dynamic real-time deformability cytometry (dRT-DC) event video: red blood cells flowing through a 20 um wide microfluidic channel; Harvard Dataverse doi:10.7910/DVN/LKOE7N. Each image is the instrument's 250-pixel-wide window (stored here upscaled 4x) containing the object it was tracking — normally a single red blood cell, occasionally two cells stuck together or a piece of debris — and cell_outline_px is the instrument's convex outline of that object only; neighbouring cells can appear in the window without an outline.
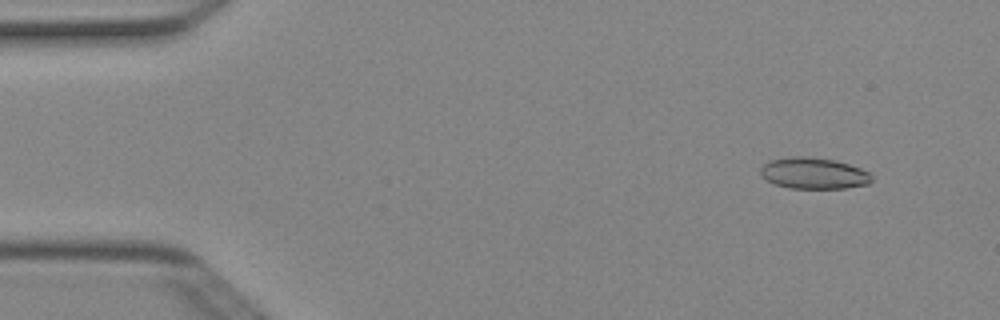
{"species": "Egyptian fruit bat (a non-hibernating species)", "species_latin": "Rousettus aegyptiacus", "temperature_condition": "cold", "stored_images_in_passage": 5, "camera_frame_rate_fps": 3000, "um_per_image_px": 0.085, "animal": {"sex": "female"}, "frame": {"image": 1, "passage_image": 2, "time_ms": 0.333, "image_size_px": [1000, 320], "cell_outline_px": [[872, 180], [868, 184], [844, 188], [788, 188], [776, 184], [760, 176], [760, 168], [768, 160], [792, 156], [808, 156], [836, 160], [872, 172]], "centroid_in_image_um": [69.16, 14.71], "position_along_channel_um": 15.8, "area_um2": 20.46}}
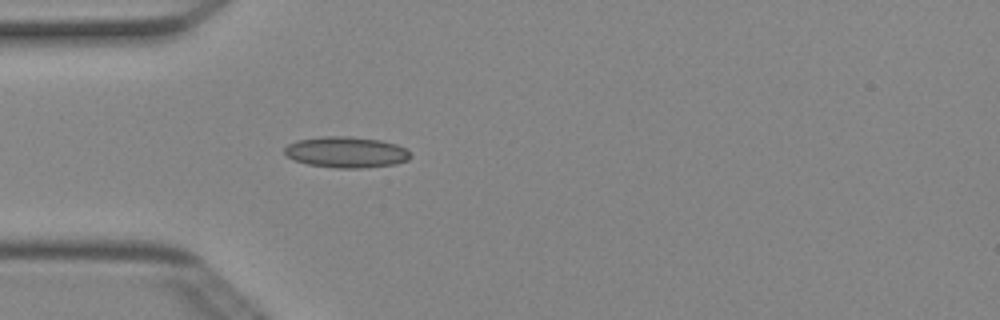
{"frame": {"image": 2, "passage_image": 5, "time_ms": 1.333, "image_size_px": [1000, 320], "cell_outline_px": [[412, 156], [408, 160], [396, 164], [360, 168], [336, 168], [308, 164], [296, 160], [288, 156], [284, 152], [284, 148], [288, 144], [296, 140], [324, 136], [348, 136], [380, 140], [396, 144], [404, 148]], "centroid_in_image_um": [29.43, 12.93], "position_along_channel_um": 55.6, "area_um2": 22.66}}